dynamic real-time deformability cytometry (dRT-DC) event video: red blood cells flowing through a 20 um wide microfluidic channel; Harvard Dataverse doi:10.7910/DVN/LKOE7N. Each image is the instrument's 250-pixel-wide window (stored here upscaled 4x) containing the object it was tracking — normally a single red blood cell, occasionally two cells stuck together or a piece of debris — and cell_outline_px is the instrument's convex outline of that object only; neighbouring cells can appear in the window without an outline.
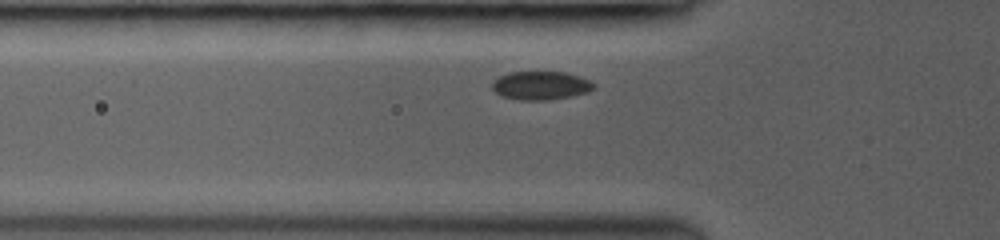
{"species": "common noctule bat (a hibernating species)", "species_latin": "Nyctalus noctula", "temperature_condition": "room temperature", "stored_images_in_passage": 26, "camera_frame_rate_fps": 3000, "um_per_image_px": 0.085, "animal": {"sex": "female", "body_mass_g": 19.0, "forearm_length_mm": 53.3}, "frame": {"image": 1, "passage_image": 4, "time_ms": 1.333, "image_size_px": [1000, 240], "cell_outline_px": [[596, 88], [588, 92], [572, 96], [548, 100], [520, 100], [500, 96], [492, 88], [492, 80], [508, 72], [564, 72], [580, 76], [596, 84]], "centroid_in_image_um": [45.97, 7.27], "position_along_channel_um": 79.8, "area_um2": 17.05}}
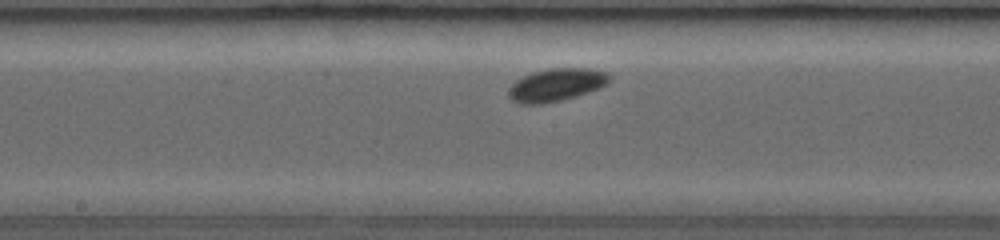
{"frame": {"image": 2, "passage_image": 12, "time_ms": 4.333, "image_size_px": [1000, 240], "cell_outline_px": [[612, 80], [608, 84], [600, 88], [564, 100], [540, 104], [520, 104], [512, 100], [508, 96], [508, 88], [516, 80], [532, 72], [552, 68], [588, 68], [608, 72], [612, 76]], "centroid_in_image_um": [47.32, 7.21], "position_along_channel_um": 200.9, "area_um2": 19.54}}
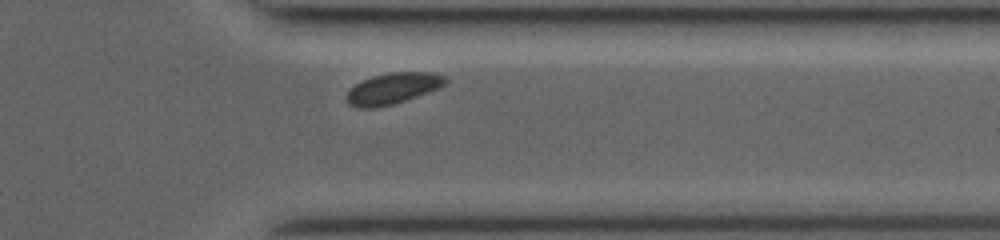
{"frame": {"image": 3, "passage_image": 23, "time_ms": 8.667, "image_size_px": [1000, 240], "cell_outline_px": [[448, 80], [440, 88], [392, 104], [376, 108], [360, 108], [348, 104], [348, 92], [356, 84], [372, 76], [392, 72], [432, 72], [444, 76]], "centroid_in_image_um": [33.42, 7.51], "position_along_channel_um": 378.0, "area_um2": 17.57}, "authors_computed_cell_mechanics": {"area_um2": 17.918, "velocity_mm_per_s": 4.0585, "shape_relaxation_time_tau1_ms": 1.6803, "shape_relaxation_time_tau2_ms": null, "deformation_change_tau1": 0.0613, "deformation_change_tau2": null}}